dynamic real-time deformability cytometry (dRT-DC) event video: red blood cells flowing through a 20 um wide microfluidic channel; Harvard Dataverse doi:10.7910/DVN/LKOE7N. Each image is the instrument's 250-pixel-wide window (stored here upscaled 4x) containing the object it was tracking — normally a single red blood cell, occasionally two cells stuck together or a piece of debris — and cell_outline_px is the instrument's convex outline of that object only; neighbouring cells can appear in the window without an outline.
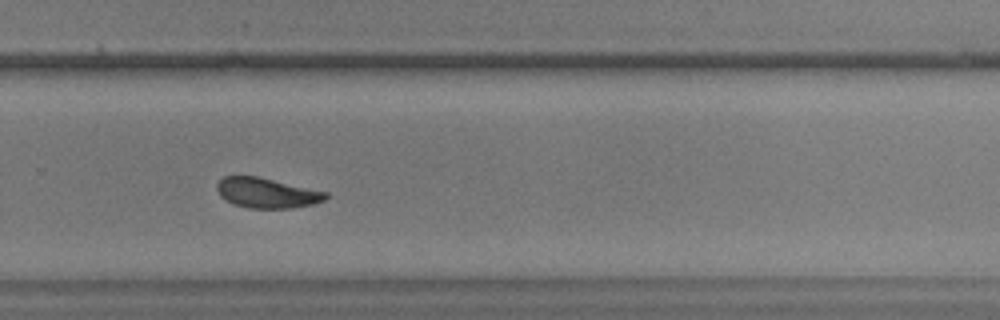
{"species": "common noctule bat (a hibernating species)", "species_latin": "Nyctalus noctula", "temperature_condition": "warm", "stored_images_in_passage": 29, "camera_frame_rate_fps": 3000, "um_per_image_px": 0.085, "animal": {"sex": "male", "body_mass_g": 17.9, "forearm_length_mm": 54.2}, "frame": {"image": 1, "passage_image": 21, "time_ms": 6.667, "image_size_px": [1000, 320], "cell_outline_px": [[328, 196], [324, 200], [312, 204], [292, 208], [248, 208], [232, 204], [224, 200], [220, 196], [216, 188], [216, 184], [224, 176], [260, 176], [328, 192]], "centroid_in_image_um": [22.66, 16.39], "position_along_channel_um": 307.1, "area_um2": 19.31}}